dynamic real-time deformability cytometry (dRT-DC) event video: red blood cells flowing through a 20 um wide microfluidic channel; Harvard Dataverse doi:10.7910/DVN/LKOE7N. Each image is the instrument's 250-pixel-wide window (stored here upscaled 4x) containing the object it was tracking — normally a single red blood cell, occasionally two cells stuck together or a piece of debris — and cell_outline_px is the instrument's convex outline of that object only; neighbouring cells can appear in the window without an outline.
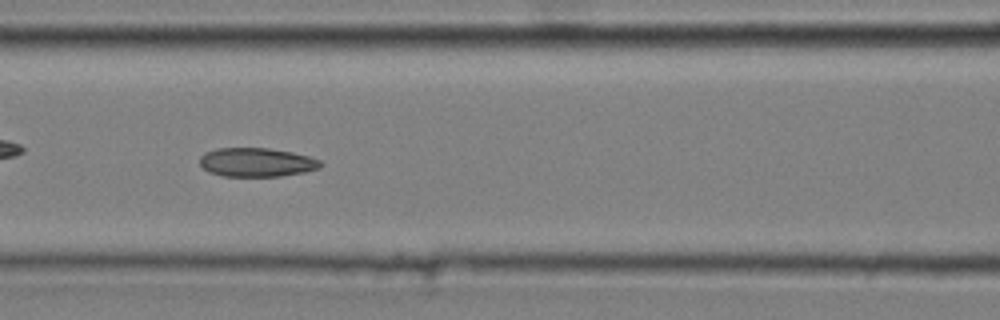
{"species": "common noctule bat (a hibernating species)", "species_latin": "Nyctalus noctula", "temperature_condition": "cold", "stored_images_in_passage": 51, "camera_frame_rate_fps": 3000, "um_per_image_px": 0.085, "animal": {"sex": "male", "body_mass_g": 20.4}, "frame": {"image": 1, "passage_image": 22, "time_ms": 7.0, "image_size_px": [1000, 320], "cell_outline_px": [[324, 164], [320, 168], [304, 172], [280, 176], [224, 176], [208, 172], [200, 164], [200, 156], [204, 152], [216, 148], [268, 148], [292, 152], [308, 156], [320, 160]], "centroid_in_image_um": [21.81, 13.79], "position_along_channel_um": 144.8, "area_um2": 20.4}}
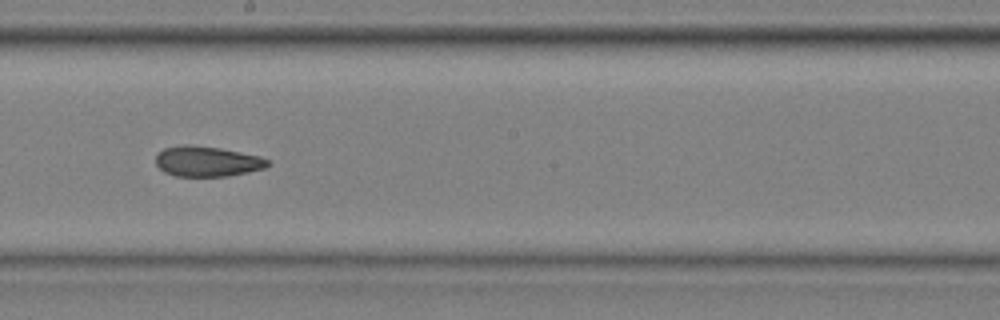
{"frame": {"image": 2, "passage_image": 29, "time_ms": 9.333, "image_size_px": [1000, 320], "cell_outline_px": [[272, 164], [264, 168], [248, 172], [228, 176], [176, 176], [164, 172], [156, 164], [156, 156], [164, 148], [180, 144], [188, 144], [220, 148], [260, 156], [268, 160]], "centroid_in_image_um": [17.61, 13.71], "position_along_channel_um": 230.6, "area_um2": 19.83}}
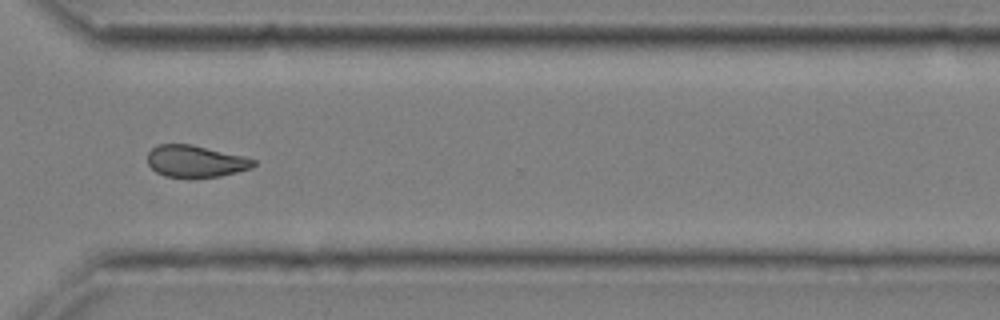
{"frame": {"image": 3, "passage_image": 39, "time_ms": 12.667, "image_size_px": [1000, 320], "cell_outline_px": [[256, 164], [252, 168], [220, 176], [188, 180], [164, 176], [156, 172], [148, 164], [148, 152], [156, 144], [192, 144], [244, 156], [256, 160]], "centroid_in_image_um": [16.61, 13.74], "position_along_channel_um": 354.0, "area_um2": 20.29}, "authors_computed_cell_mechanics": {"area_um2": 20.2878, "velocity_mm_per_s": 3.6859, "shape_relaxation_time_tau1_ms": null, "shape_relaxation_time_tau2_ms": 4.3672, "deformation_change_tau1": null, "deformation_change_tau2": 0.0922}}